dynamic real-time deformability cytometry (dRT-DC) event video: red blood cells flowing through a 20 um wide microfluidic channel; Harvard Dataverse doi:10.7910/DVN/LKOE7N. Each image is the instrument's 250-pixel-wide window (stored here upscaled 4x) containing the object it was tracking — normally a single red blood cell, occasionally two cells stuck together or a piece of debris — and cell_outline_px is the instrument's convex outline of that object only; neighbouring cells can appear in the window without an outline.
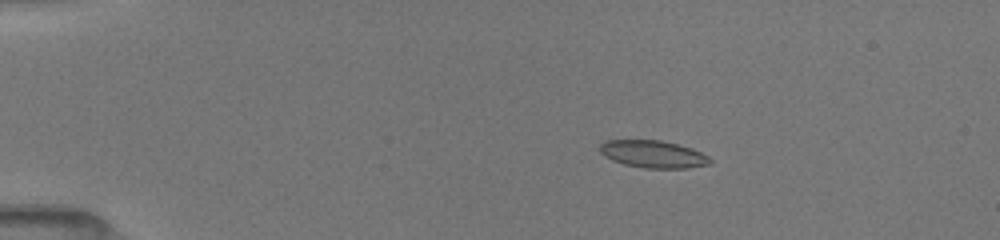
{"species": "common noctule bat (a hibernating species)", "species_latin": "Nyctalus noctula", "temperature_condition": "room temperature", "stored_images_in_passage": 44, "camera_frame_rate_fps": 3000, "um_per_image_px": 0.085, "animal": {"sex": "female", "body_mass_g": 19.5, "forearm_length_mm": 54.1}, "frame": {"image": 1, "passage_image": 6, "time_ms": 3.0, "image_size_px": [1000, 240], "cell_outline_px": [[712, 164], [688, 168], [644, 168], [624, 164], [612, 160], [604, 156], [600, 152], [600, 144], [604, 140], [660, 140], [692, 148], [708, 156], [712, 160]], "centroid_in_image_um": [55.52, 13.1], "position_along_channel_um": 29.5, "area_um2": 17.63}}
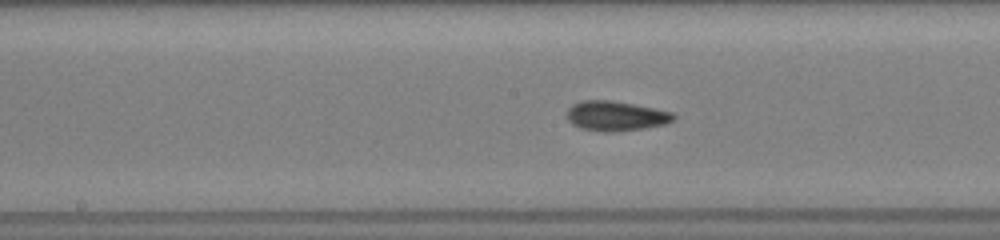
{"frame": {"image": 2, "passage_image": 21, "time_ms": 9.0, "image_size_px": [1000, 240], "cell_outline_px": [[676, 120], [668, 124], [644, 128], [616, 132], [604, 132], [580, 128], [572, 124], [568, 120], [568, 108], [572, 104], [580, 100], [612, 100], [656, 108], [672, 112], [676, 116]], "centroid_in_image_um": [52.38, 9.85], "position_along_channel_um": 195.8, "area_um2": 18.84}}
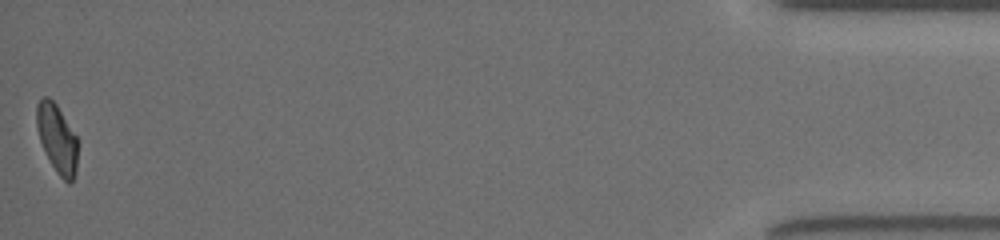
{"frame": {"image": 3, "passage_image": 44, "time_ms": 17.0, "image_size_px": [1000, 240], "cell_outline_px": [[76, 172], [72, 180], [68, 184], [56, 172], [40, 140], [36, 128], [36, 104], [44, 96], [48, 96], [56, 104], [76, 136]], "centroid_in_image_um": [4.82, 11.75], "position_along_channel_um": 430.4, "area_um2": 16.01}, "authors_computed_cell_mechanics": {"area_um2": 17.629, "velocity_mm_per_s": 4.0001, "shape_relaxation_time_tau1_ms": 3.6675, "shape_relaxation_time_tau2_ms": 2.1218, "deformation_change_tau1": 0.1228, "deformation_change_tau2": 0.0659}}